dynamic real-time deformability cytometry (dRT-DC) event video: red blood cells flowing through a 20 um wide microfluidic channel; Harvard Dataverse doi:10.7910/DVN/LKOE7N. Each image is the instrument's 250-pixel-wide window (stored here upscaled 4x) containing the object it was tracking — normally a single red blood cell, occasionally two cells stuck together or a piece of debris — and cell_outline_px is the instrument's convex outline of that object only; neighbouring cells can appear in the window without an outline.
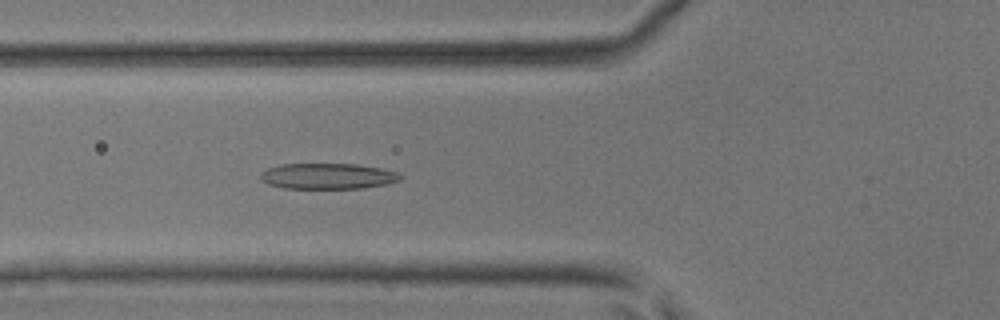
{"species": "common noctule bat (a hibernating species)", "species_latin": "Nyctalus noctula", "temperature_condition": "room temperature", "stored_images_in_passage": 49, "camera_frame_rate_fps": 3000, "um_per_image_px": 0.085, "animal": {"sex": "male", "body_mass_g": 17.9, "forearm_length_mm": 54.2}, "frame": {"image": 1, "passage_image": 19, "time_ms": 6.0, "image_size_px": [1000, 320], "cell_outline_px": [[404, 176], [400, 180], [384, 184], [364, 188], [284, 188], [268, 184], [260, 180], [260, 172], [268, 168], [280, 164], [356, 164], [380, 168], [396, 172]], "centroid_in_image_um": [27.83, 14.97], "position_along_channel_um": 98.0, "area_um2": 20.98}}
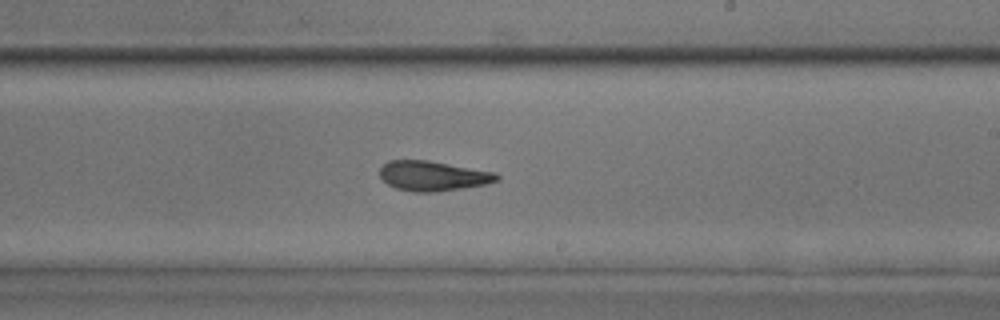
{"frame": {"image": 2, "passage_image": 30, "time_ms": 9.667, "image_size_px": [1000, 320], "cell_outline_px": [[500, 180], [484, 184], [436, 192], [412, 192], [396, 188], [388, 184], [380, 176], [380, 168], [388, 160], [428, 160], [496, 172], [500, 176]], "centroid_in_image_um": [36.8, 14.94], "position_along_channel_um": 252.2, "area_um2": 20.35}}
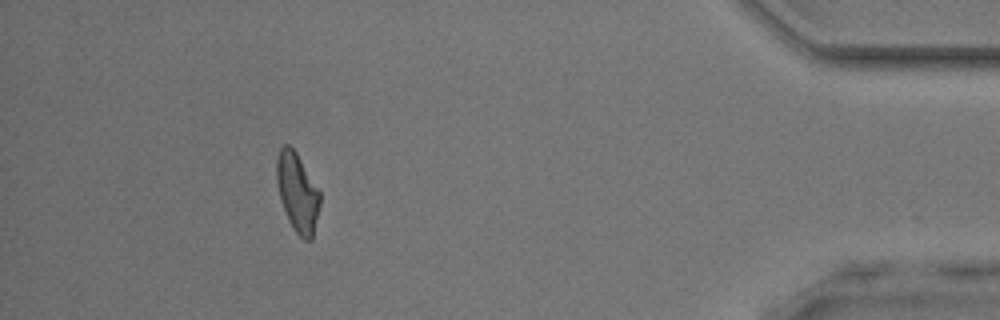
{"frame": {"image": 3, "passage_image": 45, "time_ms": 14.667, "image_size_px": [1000, 320], "cell_outline_px": [[320, 204], [312, 240], [304, 240], [296, 232], [288, 220], [280, 200], [276, 180], [276, 160], [280, 148], [284, 144], [288, 144], [296, 152], [320, 192]], "centroid_in_image_um": [25.26, 16.36], "position_along_channel_um": 409.9, "area_um2": 19.83}, "authors_computed_cell_mechanics": {"area_um2": 20.808, "velocity_mm_per_s": 4.2222, "shape_relaxation_time_tau1_ms": 5.3335, "shape_relaxation_time_tau2_ms": 2.3651, "deformation_change_tau1": 0.1861, "deformation_change_tau2": 0.1192}}